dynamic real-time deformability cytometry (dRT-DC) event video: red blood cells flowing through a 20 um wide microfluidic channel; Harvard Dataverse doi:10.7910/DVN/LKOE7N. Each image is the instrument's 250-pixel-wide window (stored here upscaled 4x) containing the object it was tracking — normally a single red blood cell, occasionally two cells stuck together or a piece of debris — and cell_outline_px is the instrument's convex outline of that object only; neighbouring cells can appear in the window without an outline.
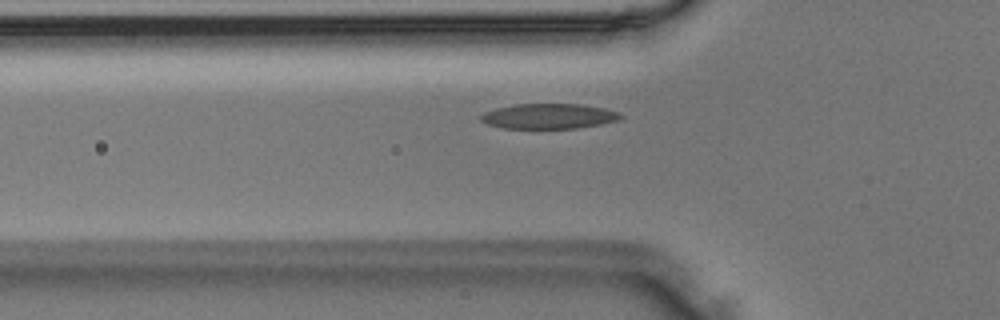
{"species": "Egyptian fruit bat (a non-hibernating species)", "species_latin": "Rousettus aegyptiacus", "temperature_condition": "room temperature", "stored_images_in_passage": 42, "camera_frame_rate_fps": 3000, "um_per_image_px": 0.085, "animal": {"sex": "male"}, "frame": {"image": 1, "passage_image": 10, "time_ms": 3.0, "image_size_px": [1000, 320], "cell_outline_px": [[624, 116], [616, 120], [600, 124], [580, 128], [504, 128], [488, 124], [480, 120], [480, 116], [484, 112], [496, 108], [512, 104], [580, 104], [604, 108], [620, 112]], "centroid_in_image_um": [46.64, 9.87], "position_along_channel_um": 79.2, "area_um2": 20.46}}
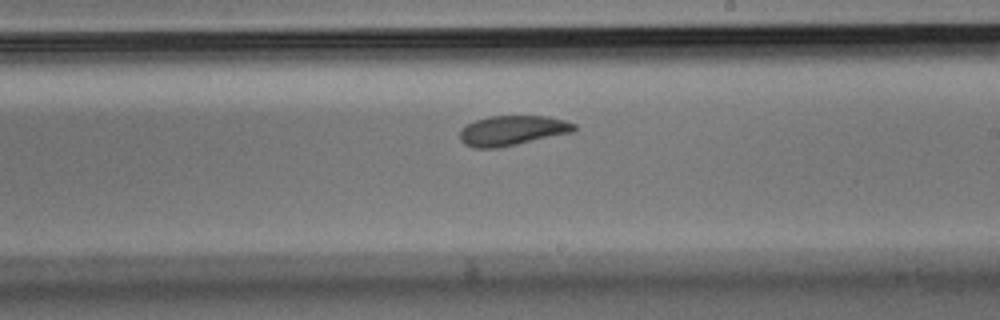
{"frame": {"image": 2, "passage_image": 22, "time_ms": 7.0, "image_size_px": [1000, 320], "cell_outline_px": [[576, 128], [572, 132], [516, 144], [496, 148], [476, 148], [464, 144], [460, 140], [460, 128], [476, 120], [488, 116], [544, 116], [564, 120], [576, 124]], "centroid_in_image_um": [43.51, 11.09], "position_along_channel_um": 245.5, "area_um2": 19.71}}
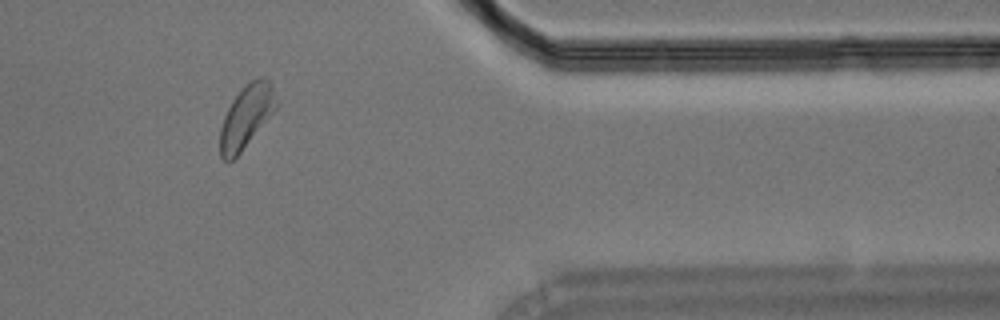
{"frame": {"image": 3, "passage_image": 34, "time_ms": 11.0, "image_size_px": [1000, 320], "cell_outline_px": [[276, 108], [240, 152], [232, 160], [224, 160], [220, 156], [220, 128], [224, 116], [232, 100], [252, 80], [260, 76], [264, 76], [272, 84], [276, 100]], "centroid_in_image_um": [20.92, 9.9], "position_along_channel_um": 390.5, "area_um2": 19.88}}